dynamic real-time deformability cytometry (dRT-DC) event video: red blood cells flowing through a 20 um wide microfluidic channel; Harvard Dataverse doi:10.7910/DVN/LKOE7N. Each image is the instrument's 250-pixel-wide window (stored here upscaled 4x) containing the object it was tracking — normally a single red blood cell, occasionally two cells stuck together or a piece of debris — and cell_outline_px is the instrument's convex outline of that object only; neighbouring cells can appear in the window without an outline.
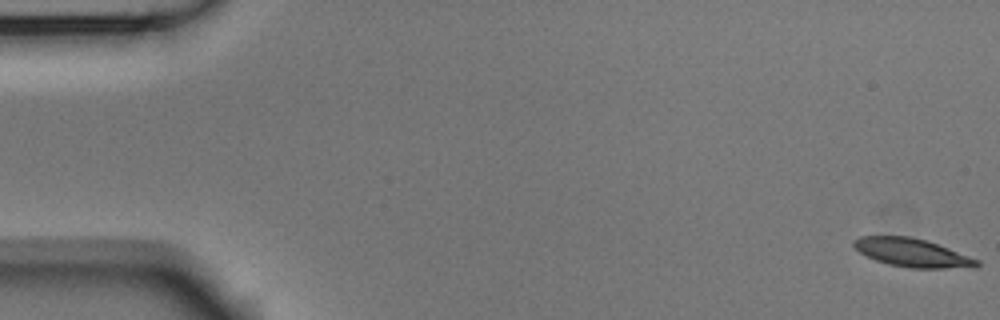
{"species": "Egyptian fruit bat (a non-hibernating species)", "species_latin": "Rousettus aegyptiacus", "temperature_condition": "room temperature", "stored_images_in_passage": 55, "camera_frame_rate_fps": 3000, "um_per_image_px": 0.085, "animal": {"sex": "male"}, "frame": {"image": 1, "passage_image": 1, "time_ms": 0.0, "image_size_px": [1000, 320], "cell_outline_px": [[980, 264], [976, 268], [912, 268], [888, 264], [876, 260], [860, 252], [852, 244], [852, 240], [860, 236], [908, 236], [924, 240], [948, 248], [980, 260]], "centroid_in_image_um": [77.56, 21.49], "position_along_channel_um": 7.4, "area_um2": 20.23}}
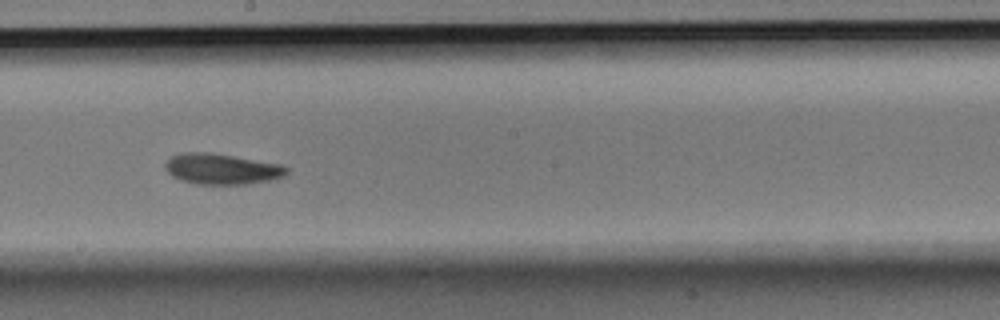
{"frame": {"image": 2, "passage_image": 31, "time_ms": 10.0, "image_size_px": [1000, 320], "cell_outline_px": [[288, 172], [284, 176], [272, 180], [248, 184], [196, 184], [180, 180], [172, 176], [164, 168], [164, 160], [180, 152], [212, 152], [280, 164], [288, 168]], "centroid_in_image_um": [18.81, 14.35], "position_along_channel_um": 229.4, "area_um2": 22.02}}
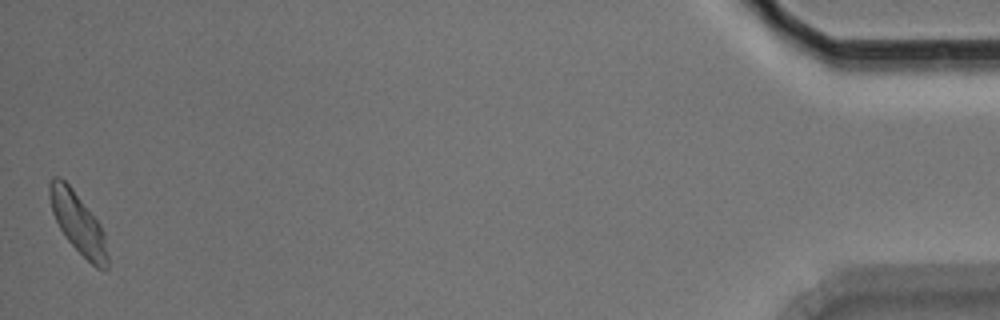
{"frame": {"image": 3, "passage_image": 55, "time_ms": 18.0, "image_size_px": [1000, 320], "cell_outline_px": [[108, 268], [96, 268], [68, 240], [60, 228], [52, 212], [48, 196], [48, 184], [52, 176], [60, 176], [72, 188], [100, 224], [104, 232], [108, 256]], "centroid_in_image_um": [6.61, 18.91], "position_along_channel_um": 428.6, "area_um2": 20.29}, "authors_computed_cell_mechanics": {"area_um2": 20.6346, "velocity_mm_per_s": 3.6483, "shape_relaxation_time_tau1_ms": 4.8844, "shape_relaxation_time_tau2_ms": 3.4163, "deformation_change_tau1": 0.1227, "deformation_change_tau2": 0.0912}}